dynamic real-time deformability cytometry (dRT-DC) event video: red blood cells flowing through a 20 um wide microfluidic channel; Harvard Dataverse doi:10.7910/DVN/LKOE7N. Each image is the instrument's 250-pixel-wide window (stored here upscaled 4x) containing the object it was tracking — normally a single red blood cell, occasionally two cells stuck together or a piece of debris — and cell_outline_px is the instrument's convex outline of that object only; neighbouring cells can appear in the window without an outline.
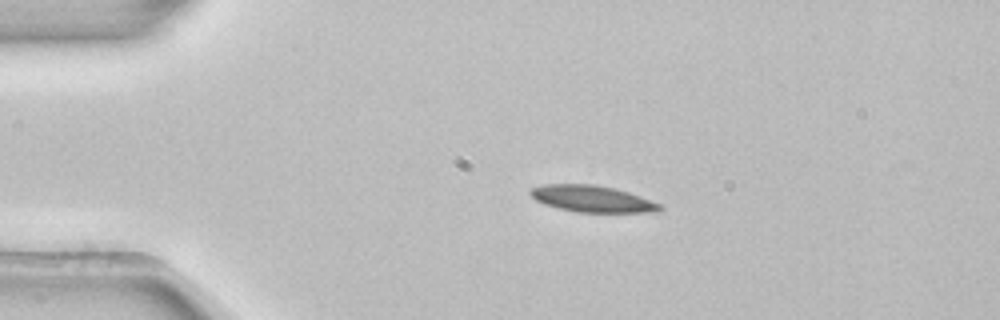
{"species": "common noctule bat (a hibernating species)", "species_latin": "Nyctalus noctula", "temperature_condition": "room temperature", "stored_images_in_passage": 2, "camera_frame_rate_fps": 3000, "um_per_image_px": 0.085, "animal": {"sex": "female", "body_mass_g": 22.7, "forearm_length_mm": 54.2}, "frame": {"image": 1, "passage_image": 1, "time_ms": 0.0, "image_size_px": [1000, 320], "cell_outline_px": [[664, 208], [660, 212], [576, 212], [556, 208], [544, 204], [536, 200], [528, 192], [532, 188], [544, 184], [596, 184], [616, 188], [640, 196], [660, 204]], "centroid_in_image_um": [50.34, 16.9], "position_along_channel_um": 34.7, "area_um2": 20.17}}